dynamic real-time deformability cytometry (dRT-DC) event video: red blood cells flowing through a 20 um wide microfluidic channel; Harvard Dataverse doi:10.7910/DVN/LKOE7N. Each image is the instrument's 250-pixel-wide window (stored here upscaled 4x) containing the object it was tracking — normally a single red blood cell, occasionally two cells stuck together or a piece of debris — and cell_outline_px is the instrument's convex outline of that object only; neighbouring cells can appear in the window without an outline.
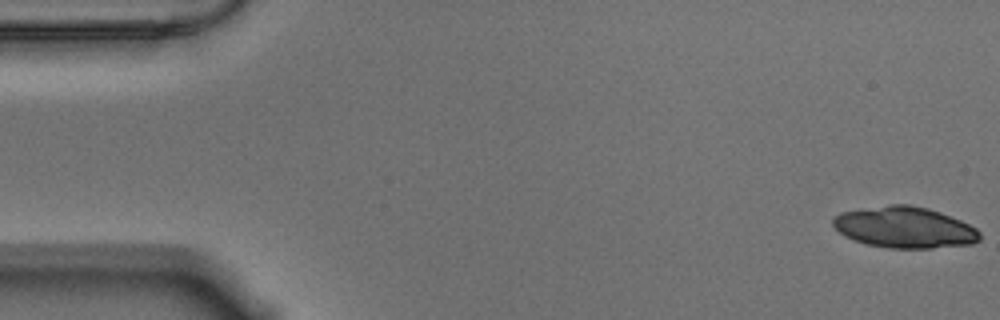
{"species": "Egyptian fruit bat (a non-hibernating species)", "species_latin": "Rousettus aegyptiacus", "temperature_condition": "warm", "stored_images_in_passage": 22, "camera_frame_rate_fps": 3000, "um_per_image_px": 0.085, "animal": {"sex": "male"}, "frame": {"image": 1, "passage_image": 1, "time_ms": 0.0, "image_size_px": [1000, 320], "cell_outline_px": [[980, 240], [972, 244], [932, 248], [888, 248], [868, 244], [844, 236], [832, 224], [832, 220], [840, 212], [888, 204], [908, 204], [928, 208], [940, 212], [960, 220], [976, 228], [980, 232]], "centroid_in_image_um": [76.9, 19.32], "position_along_channel_um": 8.1, "area_um2": 35.2}}